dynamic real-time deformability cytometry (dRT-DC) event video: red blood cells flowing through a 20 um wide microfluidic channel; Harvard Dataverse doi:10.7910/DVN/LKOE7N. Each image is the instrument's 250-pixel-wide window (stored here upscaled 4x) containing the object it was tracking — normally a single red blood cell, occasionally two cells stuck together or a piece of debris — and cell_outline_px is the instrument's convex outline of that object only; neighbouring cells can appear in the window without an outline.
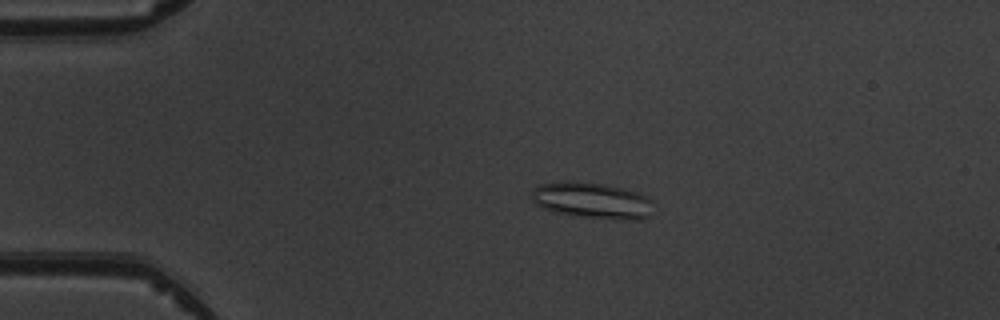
{"species": "common noctule bat (a hibernating species)", "species_latin": "Nyctalus noctula", "temperature_condition": "warm", "stored_images_in_passage": 7, "camera_frame_rate_fps": 3000, "um_per_image_px": 0.085, "animal": {"sex": "male", "body_mass_g": 19.5, "forearm_length_mm": 54.6}, "frame": {"image": 1, "passage_image": 4, "time_ms": 3.333, "image_size_px": [1000, 320], "cell_outline_px": [[652, 200], [648, 216], [640, 220], [620, 220], [576, 216], [556, 212], [544, 208], [536, 204], [532, 200], [532, 192], [540, 184], [604, 184], [636, 192]], "centroid_in_image_um": [50.38, 17.1], "position_along_channel_um": 34.6, "area_um2": 24.51}}
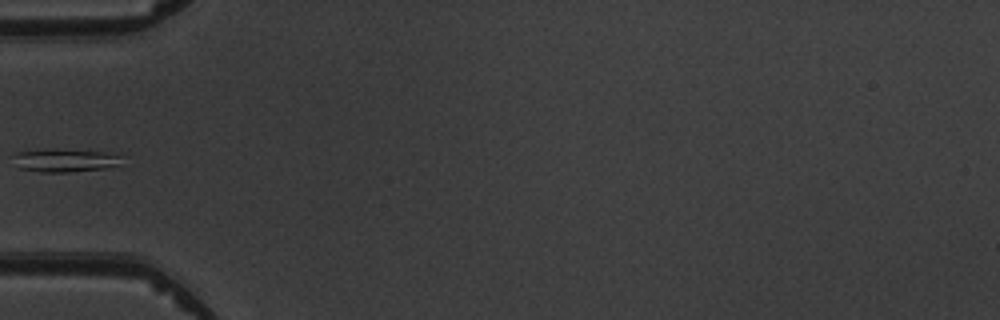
{"frame": {"image": 2, "passage_image": 6, "time_ms": 5.667, "image_size_px": [1000, 320], "cell_outline_px": [[120, 156], [116, 164], [104, 168], [68, 172], [44, 172], [20, 168], [12, 156], [16, 152], [52, 148], [56, 148], [104, 152]], "centroid_in_image_um": [5.42, 13.61], "position_along_channel_um": 79.6, "area_um2": 14.33}}
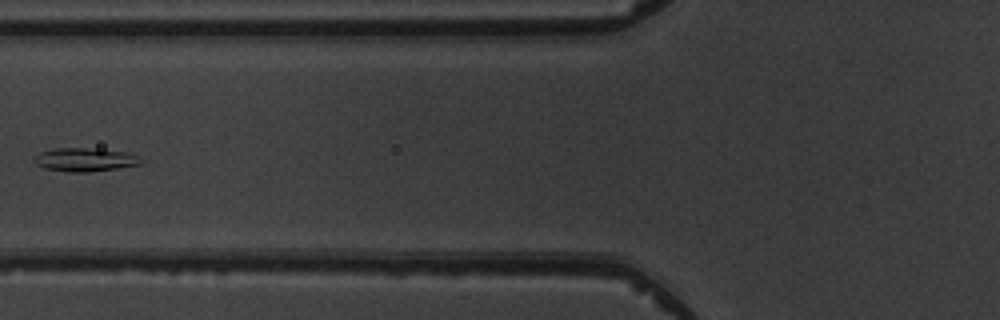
{"frame": {"image": 3, "passage_image": 7, "time_ms": 6.667, "image_size_px": [1000, 320], "cell_outline_px": [[144, 164], [88, 172], [68, 172], [44, 168], [36, 164], [32, 160], [40, 152], [56, 148], [84, 148], [128, 152], [144, 160]], "centroid_in_image_um": [7.23, 13.58], "position_along_channel_um": 118.6, "area_um2": 14.57}}